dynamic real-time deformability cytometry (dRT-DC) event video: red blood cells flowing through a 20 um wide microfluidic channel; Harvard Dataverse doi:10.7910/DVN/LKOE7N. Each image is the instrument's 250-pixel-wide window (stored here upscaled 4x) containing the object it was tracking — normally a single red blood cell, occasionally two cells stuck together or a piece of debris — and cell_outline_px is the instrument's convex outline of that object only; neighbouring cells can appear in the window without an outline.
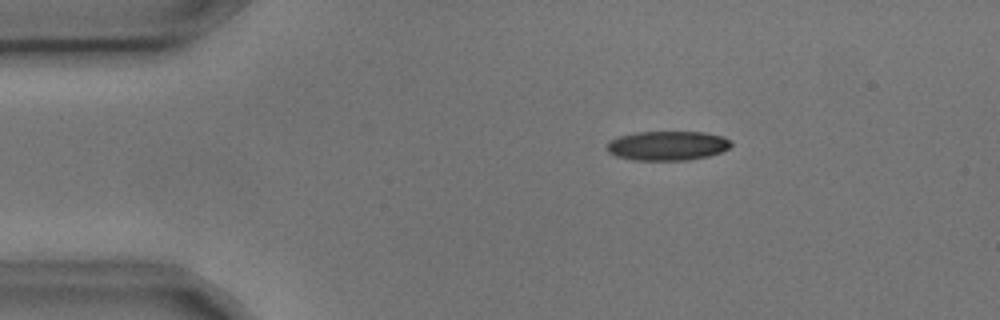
{"species": "common noctule bat (a hibernating species)", "species_latin": "Nyctalus noctula", "temperature_condition": "cold", "stored_images_in_passage": 6, "camera_frame_rate_fps": 3000, "um_per_image_px": 0.085, "animal": {"sex": "male", "body_mass_g": 17.9, "forearm_length_mm": 54.2}, "frame": {"image": 1, "passage_image": 1, "time_ms": 0.0, "image_size_px": [1000, 320], "cell_outline_px": [[732, 144], [724, 152], [708, 156], [688, 160], [632, 160], [616, 156], [608, 152], [608, 144], [612, 140], [620, 136], [636, 132], [704, 132], [724, 136], [732, 140]], "centroid_in_image_um": [56.8, 12.38], "position_along_channel_um": 28.2, "area_um2": 21.33}}
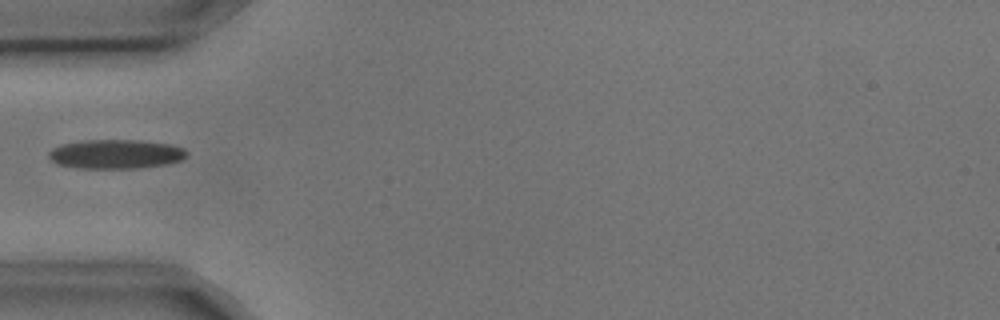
{"frame": {"image": 2, "passage_image": 3, "time_ms": 0.667, "image_size_px": [1000, 320], "cell_outline_px": [[188, 152], [180, 160], [164, 164], [136, 168], [76, 168], [56, 164], [48, 156], [48, 152], [52, 148], [60, 144], [84, 140], [140, 140], [168, 144], [184, 148]], "centroid_in_image_um": [9.77, 13.09], "position_along_channel_um": 75.2, "area_um2": 23.41}}
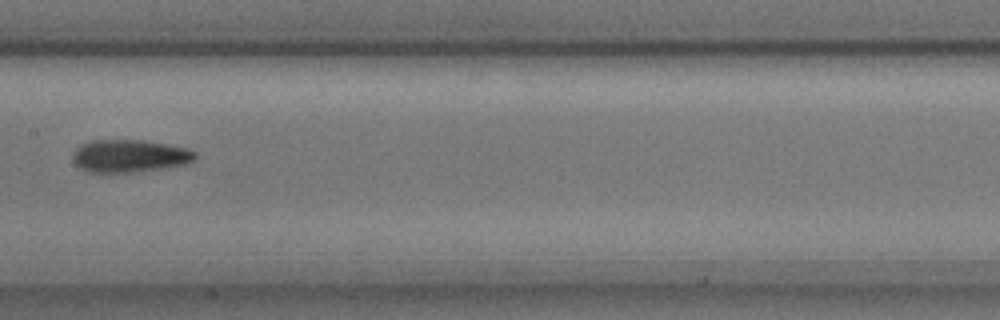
{"frame": {"image": 3, "passage_image": 6, "time_ms": 1.667, "image_size_px": [1000, 320], "cell_outline_px": [[196, 160], [184, 164], [160, 168], [132, 172], [88, 172], [80, 168], [72, 160], [72, 152], [80, 144], [88, 140], [144, 140], [188, 148], [196, 152]], "centroid_in_image_um": [10.97, 13.24], "position_along_channel_um": 196.4, "area_um2": 23.35}}